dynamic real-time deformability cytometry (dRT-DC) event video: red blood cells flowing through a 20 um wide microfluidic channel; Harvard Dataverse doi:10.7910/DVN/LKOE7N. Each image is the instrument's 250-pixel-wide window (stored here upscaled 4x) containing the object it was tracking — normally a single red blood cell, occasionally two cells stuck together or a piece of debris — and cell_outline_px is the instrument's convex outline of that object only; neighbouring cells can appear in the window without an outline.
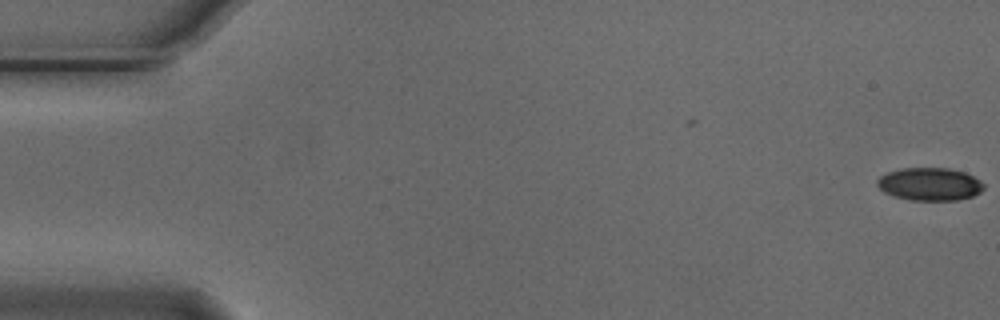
{"species": "Egyptian fruit bat (a non-hibernating species)", "species_latin": "Rousettus aegyptiacus", "temperature_condition": "cold", "stored_images_in_passage": 4, "camera_frame_rate_fps": 3000, "um_per_image_px": 0.085, "animal": {"sex": "male"}, "frame": {"image": 1, "passage_image": 1, "time_ms": 0.0, "image_size_px": [1000, 320], "cell_outline_px": [[984, 188], [980, 192], [972, 196], [956, 200], [908, 200], [892, 196], [884, 192], [876, 184], [876, 180], [880, 176], [888, 172], [900, 168], [948, 168], [964, 172], [980, 180], [984, 184]], "centroid_in_image_um": [79.0, 15.65], "position_along_channel_um": 6.0, "area_um2": 20.46}}